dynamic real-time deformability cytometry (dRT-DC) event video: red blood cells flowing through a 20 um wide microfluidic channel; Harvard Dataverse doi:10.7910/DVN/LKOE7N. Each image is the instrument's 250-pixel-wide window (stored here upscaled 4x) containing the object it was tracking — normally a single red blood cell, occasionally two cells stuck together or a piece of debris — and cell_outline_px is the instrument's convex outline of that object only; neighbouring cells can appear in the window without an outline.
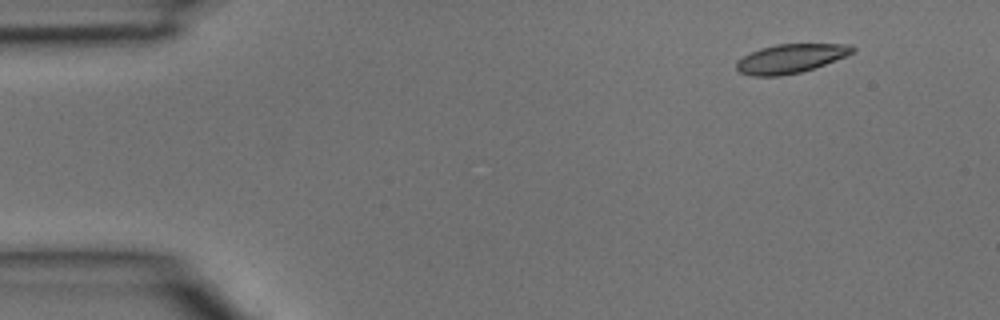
{"species": "common noctule bat (a hibernating species)", "species_latin": "Nyctalus noctula", "temperature_condition": "room temperature", "stored_images_in_passage": 3, "camera_frame_rate_fps": 3000, "um_per_image_px": 0.085, "animal": {"sex": "male", "body_mass_g": 15.6}, "frame": {"image": 1, "passage_image": 1, "time_ms": 0.0, "image_size_px": [1000, 320], "cell_outline_px": [[856, 52], [824, 64], [800, 72], [780, 76], [752, 76], [740, 72], [736, 68], [736, 64], [744, 56], [760, 48], [776, 44], [852, 44], [856, 48]], "centroid_in_image_um": [67.23, 4.97], "position_along_channel_um": 17.8, "area_um2": 19.42}}